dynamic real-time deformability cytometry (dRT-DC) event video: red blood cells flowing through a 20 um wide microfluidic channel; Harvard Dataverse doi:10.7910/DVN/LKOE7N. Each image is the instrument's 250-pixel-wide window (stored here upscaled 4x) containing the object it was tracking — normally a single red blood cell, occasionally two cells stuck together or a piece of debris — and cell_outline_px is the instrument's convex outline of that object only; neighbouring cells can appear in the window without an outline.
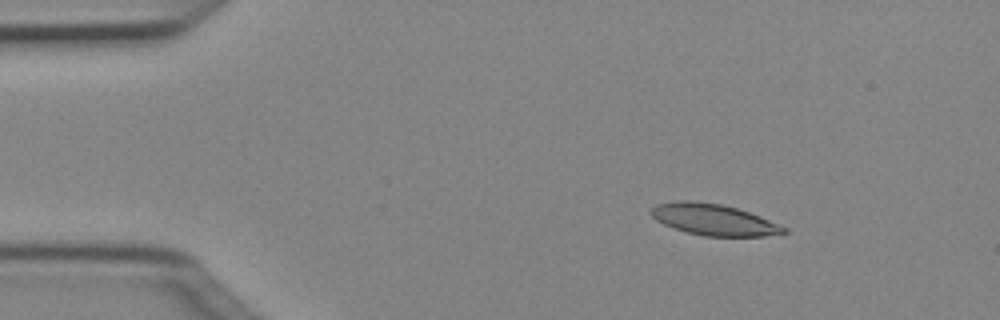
{"species": "Egyptian fruit bat (a non-hibernating species)", "species_latin": "Rousettus aegyptiacus", "temperature_condition": "cold", "stored_images_in_passage": 5, "segment_of_instrument_passage": [1, 2], "camera_frame_rate_fps": 3000, "um_per_image_px": 0.085, "animal": {"sex": "female"}, "frame": {"image": 1, "passage_image": 2, "time_ms": 0.333, "image_size_px": [1000, 320], "cell_outline_px": [[788, 232], [764, 236], [704, 236], [688, 232], [664, 224], [656, 220], [648, 212], [656, 204], [676, 200], [688, 200], [720, 204], [736, 208], [760, 216], [788, 228]], "centroid_in_image_um": [60.65, 18.66], "position_along_channel_um": 24.4, "area_um2": 24.04}}